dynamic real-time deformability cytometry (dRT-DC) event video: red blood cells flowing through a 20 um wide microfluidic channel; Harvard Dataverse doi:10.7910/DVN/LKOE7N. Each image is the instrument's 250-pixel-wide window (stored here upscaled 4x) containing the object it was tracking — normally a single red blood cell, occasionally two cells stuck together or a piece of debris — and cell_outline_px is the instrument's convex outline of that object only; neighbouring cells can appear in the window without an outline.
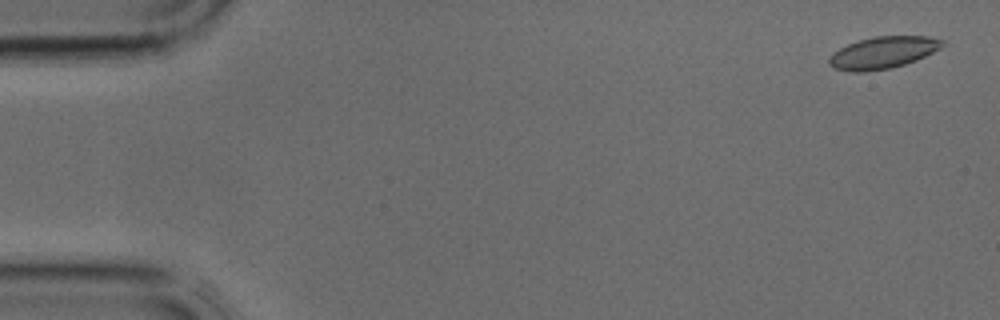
{"species": "common noctule bat (a hibernating species)", "species_latin": "Nyctalus noctula", "temperature_condition": "cold", "stored_images_in_passage": 39, "camera_frame_rate_fps": 3000, "um_per_image_px": 0.085, "animal": {"sex": "male", "body_mass_g": 17.9, "forearm_length_mm": 54.2}, "frame": {"image": 1, "passage_image": 2, "time_ms": 0.333, "image_size_px": [1000, 320], "cell_outline_px": [[944, 44], [940, 48], [916, 60], [892, 68], [864, 72], [852, 72], [836, 68], [828, 64], [828, 60], [840, 48], [848, 44], [872, 36], [928, 36], [944, 40]], "centroid_in_image_um": [75.07, 4.47], "position_along_channel_um": 9.9, "area_um2": 20.87}}
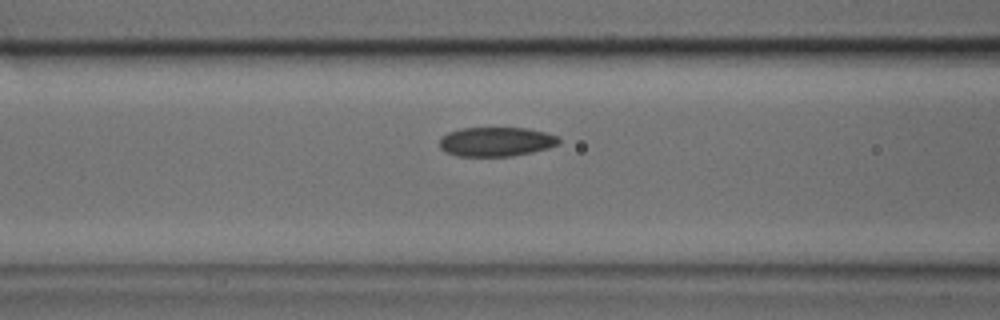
{"frame": {"image": 2, "passage_image": 16, "time_ms": 5.0, "image_size_px": [1000, 320], "cell_outline_px": [[560, 144], [548, 148], [532, 152], [512, 156], [456, 156], [444, 152], [440, 148], [440, 136], [448, 132], [460, 128], [528, 128], [560, 136]], "centroid_in_image_um": [42.16, 12.04], "position_along_channel_um": 124.4, "area_um2": 20.63}}
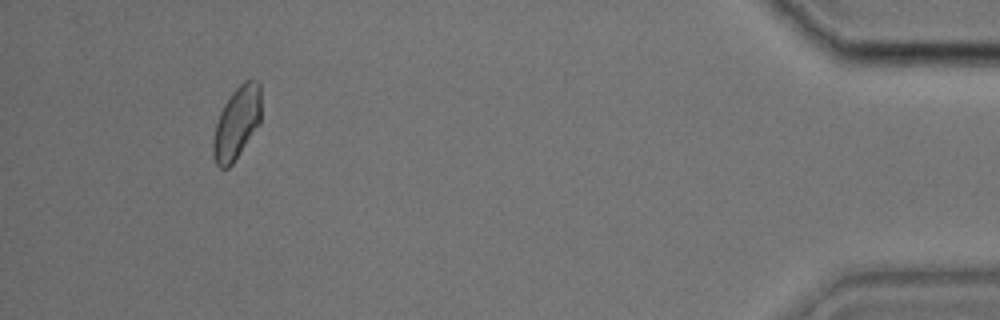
{"frame": {"image": 3, "passage_image": 37, "time_ms": 12.0, "image_size_px": [1000, 320], "cell_outline_px": [[260, 124], [232, 164], [228, 168], [220, 168], [216, 164], [212, 152], [212, 140], [216, 124], [220, 112], [224, 104], [232, 92], [244, 80], [256, 80], [260, 84]], "centroid_in_image_um": [20.11, 10.45], "position_along_channel_um": 415.1, "area_um2": 20.23}}